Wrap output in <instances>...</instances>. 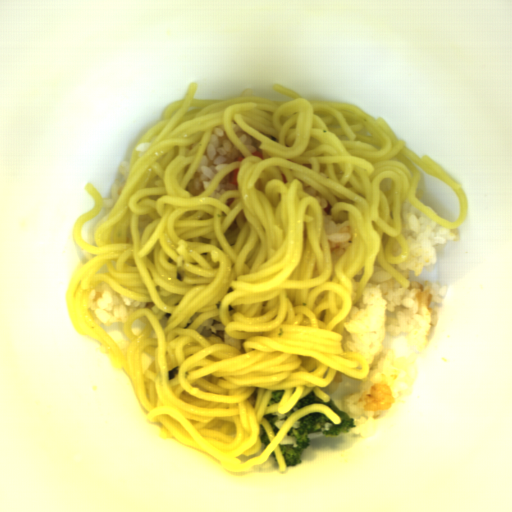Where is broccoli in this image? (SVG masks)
<instances>
[{
  "label": "broccoli",
  "instance_id": "226fcaf6",
  "mask_svg": "<svg viewBox=\"0 0 512 512\" xmlns=\"http://www.w3.org/2000/svg\"><path fill=\"white\" fill-rule=\"evenodd\" d=\"M283 393L284 391H272L268 406L273 403L280 402Z\"/></svg>",
  "mask_w": 512,
  "mask_h": 512
},
{
  "label": "broccoli",
  "instance_id": "ccd96aad",
  "mask_svg": "<svg viewBox=\"0 0 512 512\" xmlns=\"http://www.w3.org/2000/svg\"><path fill=\"white\" fill-rule=\"evenodd\" d=\"M259 440L262 442L264 448H267L269 444L271 443L268 434L264 427L260 424V433L258 435Z\"/></svg>",
  "mask_w": 512,
  "mask_h": 512
},
{
  "label": "broccoli",
  "instance_id": "1706d50b",
  "mask_svg": "<svg viewBox=\"0 0 512 512\" xmlns=\"http://www.w3.org/2000/svg\"><path fill=\"white\" fill-rule=\"evenodd\" d=\"M322 404L331 409L340 418V424H334L320 412L309 413L295 422L279 442L278 447L284 459L285 467L302 464V455L309 445V433H319L328 437H338L353 429L355 420L341 410L332 400L324 402L317 397L313 389L300 398L286 413L271 412L264 417L274 435L280 431L285 422L298 410L306 405Z\"/></svg>",
  "mask_w": 512,
  "mask_h": 512
}]
</instances>
